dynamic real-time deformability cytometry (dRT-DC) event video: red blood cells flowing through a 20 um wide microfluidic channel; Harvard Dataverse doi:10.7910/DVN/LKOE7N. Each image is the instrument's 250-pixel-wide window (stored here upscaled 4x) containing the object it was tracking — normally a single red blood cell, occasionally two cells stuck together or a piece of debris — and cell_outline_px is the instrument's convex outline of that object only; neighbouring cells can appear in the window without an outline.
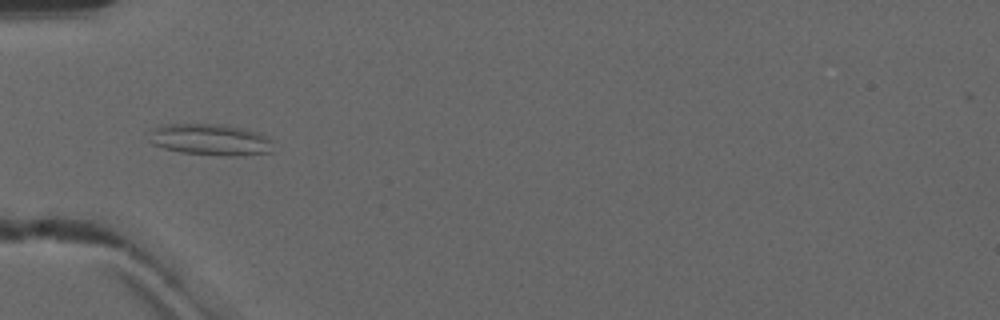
{"species": "common noctule bat (a hibernating species)", "species_latin": "Nyctalus noctula", "temperature_condition": "warm", "stored_images_in_passage": 34, "camera_frame_rate_fps": 3000, "um_per_image_px": 0.085, "animal": {"sex": "male", "forearm_length_mm": 52.5}, "frame": {"image": 1, "passage_image": 1, "time_ms": 0.0, "image_size_px": [1000, 320], "cell_outline_px": [[272, 152], [236, 156], [220, 156], [180, 152], [164, 148], [152, 144], [148, 140], [152, 128], [168, 124], [224, 124], [244, 128], [260, 132], [272, 140]], "centroid_in_image_um": [17.9, 11.87], "position_along_channel_um": 67.1, "area_um2": 23.06}}
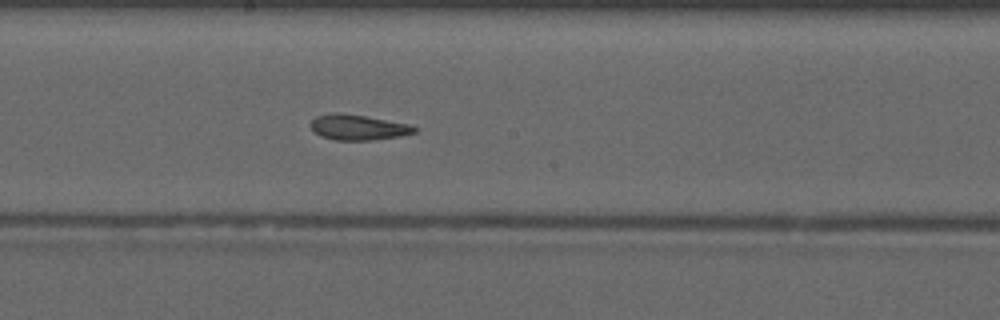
{"frame": {"image": 2, "passage_image": 12, "time_ms": 3.667, "image_size_px": [1000, 320], "cell_outline_px": [[416, 132], [400, 136], [368, 140], [336, 140], [320, 136], [308, 124], [316, 116], [364, 116], [412, 124], [416, 128]], "centroid_in_image_um": [30.51, 10.87], "position_along_channel_um": 217.7, "area_um2": 14.57}}
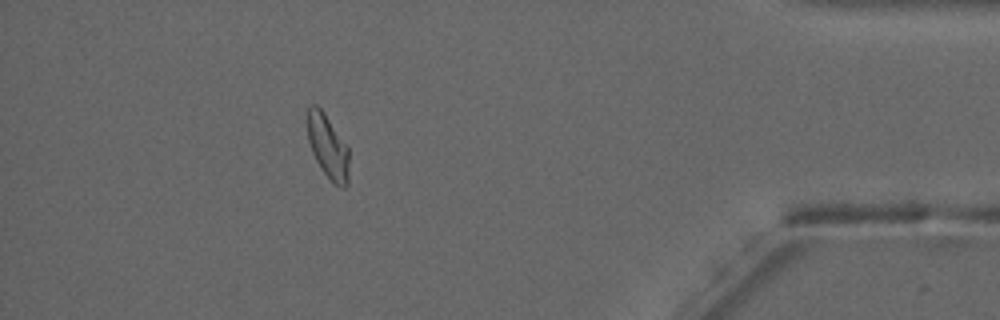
{"frame": {"image": 3, "passage_image": 29, "time_ms": 9.333, "image_size_px": [1000, 320], "cell_outline_px": [[348, 184], [344, 188], [340, 188], [332, 184], [320, 168], [312, 152], [308, 140], [308, 108], [312, 104], [316, 104], [324, 112], [348, 148]], "centroid_in_image_um": [27.87, 12.52], "position_along_channel_um": 407.3, "area_um2": 15.43}, "authors_computed_cell_mechanics": {"area_um2": 15.6927, "velocity_mm_per_s": 4.1425, "shape_relaxation_time_tau1_ms": null, "shape_relaxation_time_tau2_ms": 2.0433, "deformation_change_tau1": null, "deformation_change_tau2": 0.0977}}